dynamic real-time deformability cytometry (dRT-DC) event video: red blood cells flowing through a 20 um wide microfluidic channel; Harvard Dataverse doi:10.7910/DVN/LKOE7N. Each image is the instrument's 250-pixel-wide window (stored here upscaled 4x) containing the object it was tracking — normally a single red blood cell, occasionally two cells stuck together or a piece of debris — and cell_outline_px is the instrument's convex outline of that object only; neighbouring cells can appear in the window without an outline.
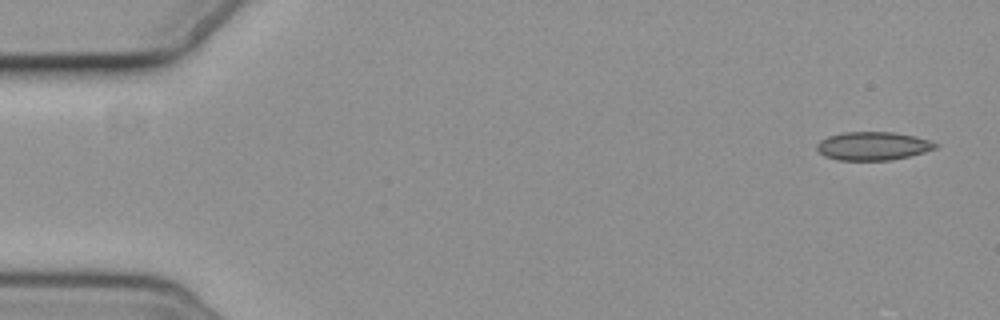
{"species": "common noctule bat (a hibernating species)", "species_latin": "Nyctalus noctula", "temperature_condition": "cold", "stored_images_in_passage": 5, "camera_frame_rate_fps": 3000, "um_per_image_px": 0.085, "animal": {"sex": "female", "body_mass_g": 19.3, "forearm_length_mm": 54.1}, "frame": {"image": 1, "passage_image": 1, "time_ms": 0.0, "image_size_px": [1000, 320], "cell_outline_px": [[940, 144], [936, 148], [924, 152], [892, 160], [836, 160], [824, 156], [816, 148], [816, 144], [820, 140], [828, 136], [844, 132], [892, 132], [916, 136]], "centroid_in_image_um": [74.19, 12.41], "position_along_channel_um": 10.8, "area_um2": 19.65}}
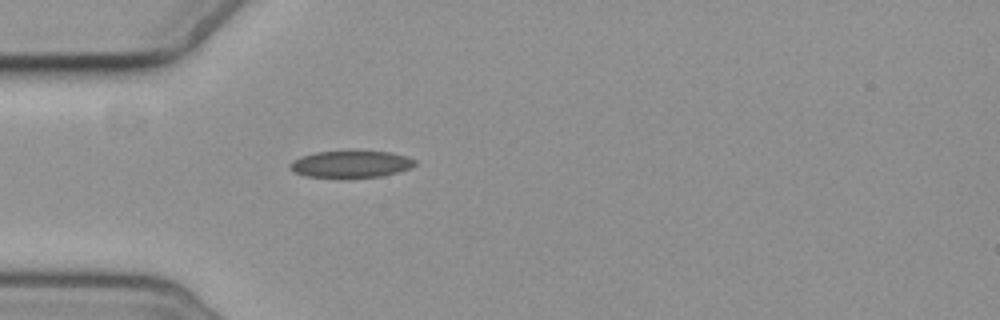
{"frame": {"image": 2, "passage_image": 5, "time_ms": 4.667, "image_size_px": [1000, 320], "cell_outline_px": [[416, 164], [412, 168], [400, 172], [380, 176], [344, 180], [304, 176], [296, 172], [288, 164], [292, 160], [300, 156], [316, 152], [392, 152], [408, 156], [416, 160]], "centroid_in_image_um": [29.84, 14.0], "position_along_channel_um": 55.2, "area_um2": 20.17}}